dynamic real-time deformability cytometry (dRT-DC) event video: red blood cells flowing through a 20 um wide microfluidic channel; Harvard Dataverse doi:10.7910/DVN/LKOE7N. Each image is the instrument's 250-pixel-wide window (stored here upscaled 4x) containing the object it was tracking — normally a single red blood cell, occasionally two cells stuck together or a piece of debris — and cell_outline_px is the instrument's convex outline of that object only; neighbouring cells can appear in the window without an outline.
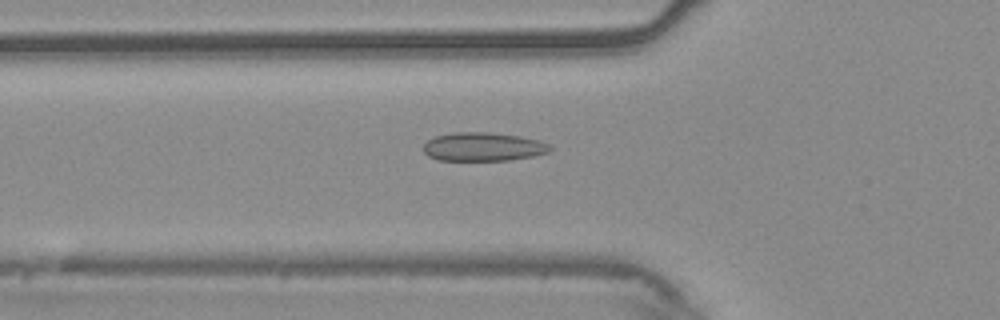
{"species": "common noctule bat (a hibernating species)", "species_latin": "Nyctalus noctula", "temperature_condition": "warm", "stored_images_in_passage": 47, "camera_frame_rate_fps": 3000, "um_per_image_px": 0.085, "animal": {"sex": "male", "body_mass_g": 20.4}, "frame": {"image": 1, "passage_image": 12, "time_ms": 3.667, "image_size_px": [1000, 320], "cell_outline_px": [[552, 148], [548, 152], [532, 156], [508, 160], [436, 160], [428, 156], [424, 152], [424, 144], [428, 140], [436, 136], [452, 132], [488, 132], [520, 136], [540, 140], [548, 144]], "centroid_in_image_um": [41.05, 12.47], "position_along_channel_um": 84.7, "area_um2": 21.1}}
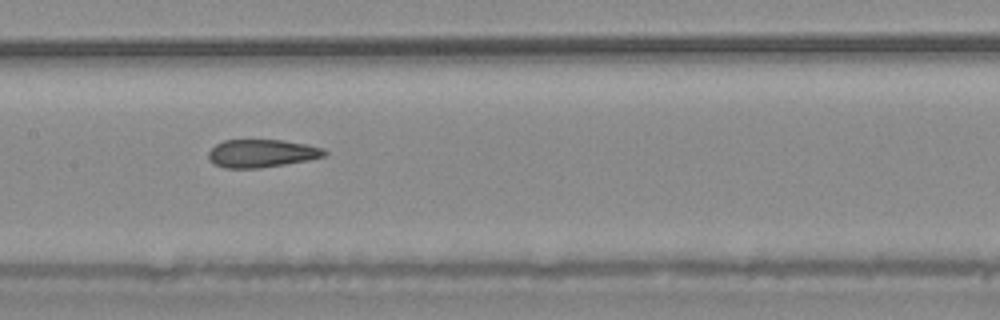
{"frame": {"image": 2, "passage_image": 20, "time_ms": 6.333, "image_size_px": [1000, 320], "cell_outline_px": [[328, 152], [324, 156], [308, 160], [260, 168], [224, 168], [212, 164], [208, 160], [208, 152], [216, 144], [224, 140], [280, 140], [308, 144], [324, 148]], "centroid_in_image_um": [22.22, 13.04], "position_along_channel_um": 185.2, "area_um2": 19.02}}
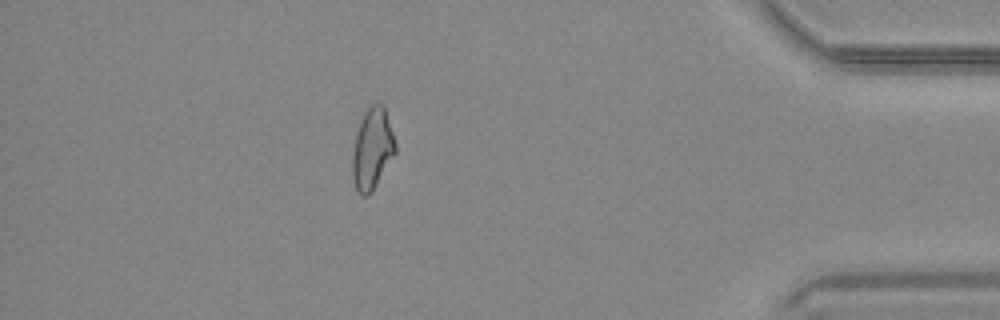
{"frame": {"image": 3, "passage_image": 41, "time_ms": 13.333, "image_size_px": [1000, 320], "cell_outline_px": [[396, 152], [372, 192], [368, 196], [364, 196], [356, 188], [352, 180], [352, 156], [356, 132], [368, 108], [372, 104], [384, 104], [396, 144]], "centroid_in_image_um": [31.65, 12.68], "position_along_channel_um": 403.6, "area_um2": 20.11}, "authors_computed_cell_mechanics": {"area_um2": 20.0566, "velocity_mm_per_s": 3.7351, "shape_relaxation_time_tau1_ms": null, "shape_relaxation_time_tau2_ms": 1.8025, "deformation_change_tau1": null, "deformation_change_tau2": 0.0729}}